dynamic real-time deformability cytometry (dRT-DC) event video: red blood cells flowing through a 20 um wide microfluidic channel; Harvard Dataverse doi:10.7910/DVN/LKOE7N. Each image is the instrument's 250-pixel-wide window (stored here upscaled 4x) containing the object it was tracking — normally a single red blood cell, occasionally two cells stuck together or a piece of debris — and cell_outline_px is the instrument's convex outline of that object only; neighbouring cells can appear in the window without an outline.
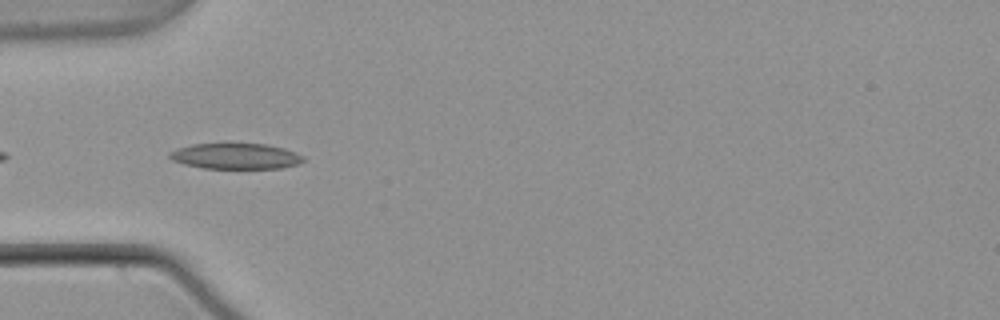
{"species": "common noctule bat (a hibernating species)", "species_latin": "Nyctalus noctula", "temperature_condition": "warm", "stored_images_in_passage": 8, "camera_frame_rate_fps": 3000, "um_per_image_px": 0.085, "animal": {"sex": "male", "body_mass_g": 21.5, "forearm_length_mm": 52.0}, "frame": {"image": 1, "passage_image": 2, "time_ms": 0.333, "image_size_px": [1000, 320], "cell_outline_px": [[304, 160], [296, 164], [284, 168], [204, 168], [184, 164], [172, 160], [168, 156], [168, 152], [192, 144], [264, 144], [284, 148], [304, 156]], "centroid_in_image_um": [20.02, 13.28], "position_along_channel_um": 65.0, "area_um2": 19.83}}